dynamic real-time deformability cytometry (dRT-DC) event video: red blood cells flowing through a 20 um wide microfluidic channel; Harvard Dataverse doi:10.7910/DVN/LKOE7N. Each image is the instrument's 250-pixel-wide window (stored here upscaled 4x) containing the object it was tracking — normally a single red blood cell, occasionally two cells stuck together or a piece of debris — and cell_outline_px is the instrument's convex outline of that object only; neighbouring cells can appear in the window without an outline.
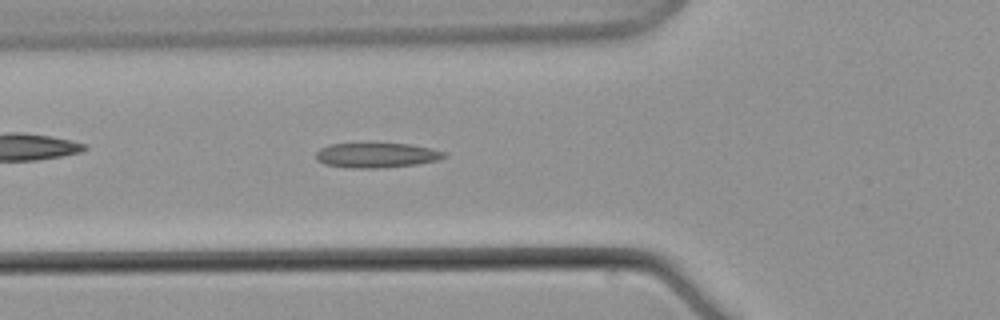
{"species": "common noctule bat (a hibernating species)", "species_latin": "Nyctalus noctula", "temperature_condition": "warm", "stored_images_in_passage": 6, "camera_frame_rate_fps": 3000, "um_per_image_px": 0.085, "animal": {"sex": "male", "body_mass_g": 21.5, "forearm_length_mm": 52.0}, "frame": {"image": 1, "passage_image": 6, "time_ms": 6.0, "image_size_px": [1000, 320], "cell_outline_px": [[448, 156], [440, 160], [416, 164], [380, 168], [348, 168], [324, 164], [316, 160], [316, 152], [320, 148], [328, 144], [408, 144], [428, 148], [444, 152]], "centroid_in_image_um": [31.98, 13.21], "position_along_channel_um": 93.8, "area_um2": 18.5}}